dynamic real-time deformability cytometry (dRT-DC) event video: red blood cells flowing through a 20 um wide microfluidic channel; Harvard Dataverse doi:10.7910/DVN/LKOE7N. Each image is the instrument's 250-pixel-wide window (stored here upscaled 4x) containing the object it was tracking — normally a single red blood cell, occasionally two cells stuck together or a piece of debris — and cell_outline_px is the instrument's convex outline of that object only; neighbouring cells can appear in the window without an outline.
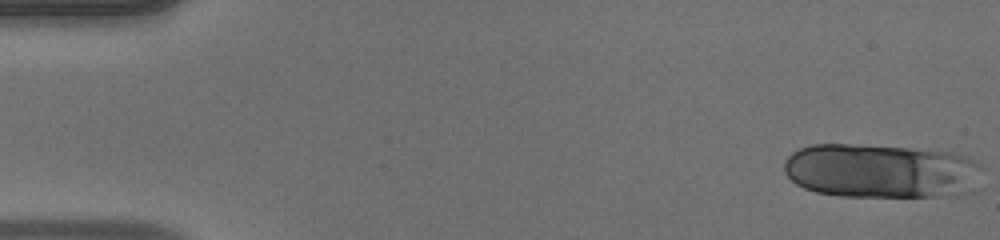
{"species": "human", "species_latin": "Homo sapiens", "temperature_condition": "warm", "stored_images_in_passage": 32, "segment_of_instrument_passage": [1, 2], "camera_frame_rate_fps": 3000, "um_per_image_px": 0.085, "donor": {"sex": "male"}, "frame": {"image": 1, "passage_image": 1, "time_ms": 0.0, "image_size_px": [1000, 240], "cell_outline_px": [[984, 188], [976, 192], [940, 196], [840, 196], [816, 192], [804, 188], [796, 184], [784, 172], [784, 160], [792, 152], [800, 148], [812, 144], [848, 144], [908, 148], [952, 152], [968, 156], [980, 164]], "centroid_in_image_um": [75.0, 14.54], "position_along_channel_um": 10.0, "area_um2": 63.81}}
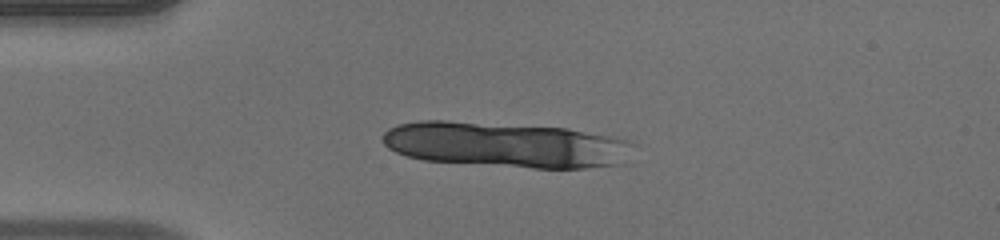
{"frame": {"image": 2, "passage_image": 12, "time_ms": 3.667, "image_size_px": [1000, 240], "cell_outline_px": [[636, 144], [616, 164], [584, 168], [536, 168], [424, 160], [408, 156], [396, 152], [388, 148], [384, 144], [384, 132], [388, 128], [400, 124], [420, 120], [444, 120], [568, 128], [628, 140]], "centroid_in_image_um": [42.92, 12.29], "position_along_channel_um": 42.1, "area_um2": 65.6}}